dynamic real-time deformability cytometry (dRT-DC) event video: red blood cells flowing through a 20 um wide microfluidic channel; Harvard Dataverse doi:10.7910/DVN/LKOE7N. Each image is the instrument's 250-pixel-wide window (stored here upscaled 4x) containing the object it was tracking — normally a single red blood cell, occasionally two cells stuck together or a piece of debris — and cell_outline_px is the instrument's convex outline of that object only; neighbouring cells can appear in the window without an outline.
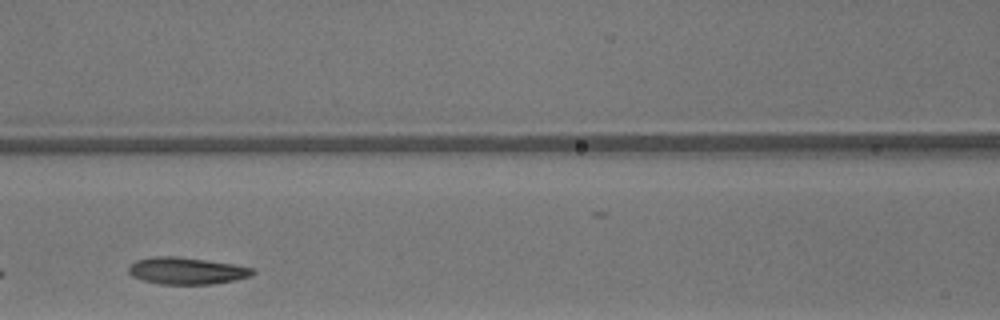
{"species": "common noctule bat (a hibernating species)", "species_latin": "Nyctalus noctula", "temperature_condition": "warm", "stored_images_in_passage": 12, "camera_frame_rate_fps": 3000, "um_per_image_px": 0.085, "animal": {"sex": "male", "body_mass_g": 13.3}, "frame": {"image": 1, "passage_image": 7, "time_ms": 2.0, "image_size_px": [1000, 320], "cell_outline_px": [[256, 272], [252, 276], [236, 280], [212, 284], [160, 284], [144, 280], [132, 276], [128, 272], [128, 268], [136, 260], [152, 256], [176, 256], [232, 264], [256, 268]], "centroid_in_image_um": [15.9, 23.02], "position_along_channel_um": 150.7, "area_um2": 19.48}}
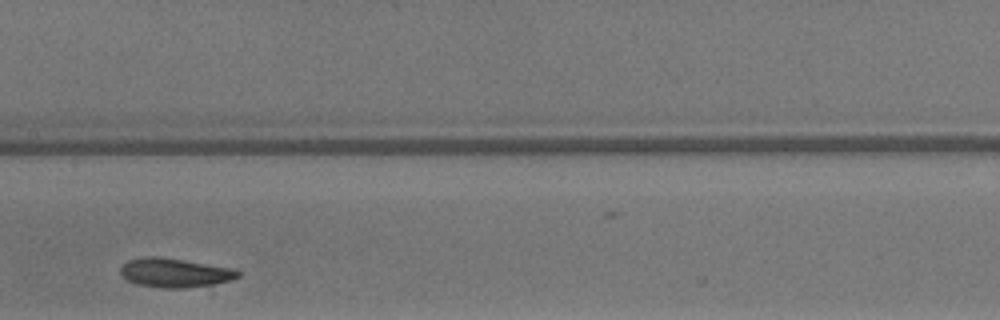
{"frame": {"image": 2, "passage_image": 10, "time_ms": 3.0, "image_size_px": [1000, 320], "cell_outline_px": [[240, 276], [232, 280], [212, 284], [188, 288], [160, 288], [136, 284], [128, 280], [120, 272], [120, 268], [128, 260], [144, 256], [160, 256], [236, 268], [240, 272]], "centroid_in_image_um": [14.89, 23.17], "position_along_channel_um": 192.5, "area_um2": 20.17}}